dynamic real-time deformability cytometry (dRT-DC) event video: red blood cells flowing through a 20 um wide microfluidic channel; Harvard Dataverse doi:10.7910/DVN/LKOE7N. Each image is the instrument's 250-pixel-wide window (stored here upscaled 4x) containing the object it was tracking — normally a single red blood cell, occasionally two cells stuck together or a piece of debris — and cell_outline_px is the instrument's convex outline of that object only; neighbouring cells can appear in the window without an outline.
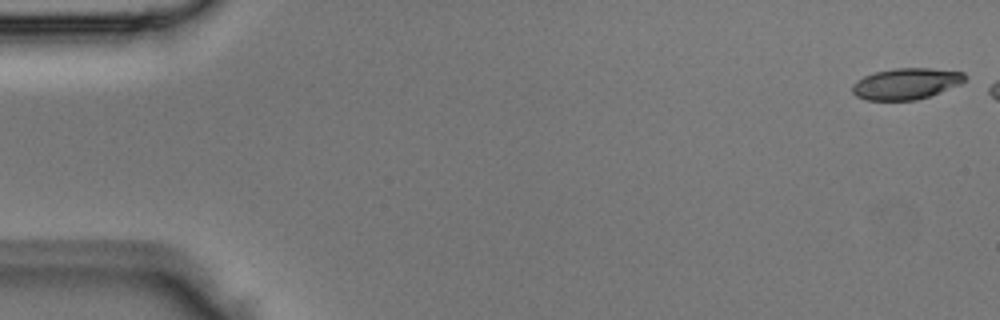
{"species": "Egyptian fruit bat (a non-hibernating species)", "species_latin": "Rousettus aegyptiacus", "temperature_condition": "room temperature", "stored_images_in_passage": 6, "camera_frame_rate_fps": 3000, "um_per_image_px": 0.085, "animal": {"sex": "male"}, "frame": {"image": 1, "passage_image": 1, "time_ms": 0.0, "image_size_px": [1000, 320], "cell_outline_px": [[964, 80], [960, 84], [940, 92], [916, 100], [864, 100], [856, 96], [852, 92], [852, 84], [856, 80], [864, 76], [876, 72], [896, 68], [928, 68], [964, 72]], "centroid_in_image_um": [76.97, 7.12], "position_along_channel_um": 8.0, "area_um2": 20.35}}
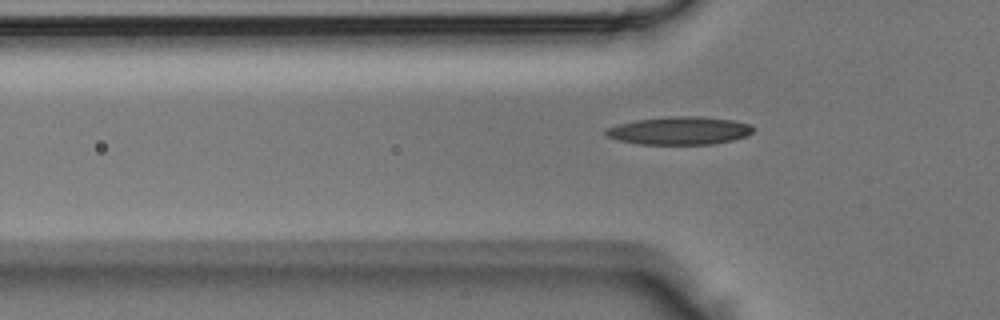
{"frame": {"image": 2, "passage_image": 6, "time_ms": 1.667, "image_size_px": [1000, 320], "cell_outline_px": [[752, 132], [744, 136], [732, 140], [712, 144], [636, 144], [616, 140], [608, 136], [604, 132], [608, 128], [620, 124], [636, 120], [668, 116], [696, 116], [732, 120], [752, 124]], "centroid_in_image_um": [57.74, 11.11], "position_along_channel_um": 68.1, "area_um2": 23.81}}